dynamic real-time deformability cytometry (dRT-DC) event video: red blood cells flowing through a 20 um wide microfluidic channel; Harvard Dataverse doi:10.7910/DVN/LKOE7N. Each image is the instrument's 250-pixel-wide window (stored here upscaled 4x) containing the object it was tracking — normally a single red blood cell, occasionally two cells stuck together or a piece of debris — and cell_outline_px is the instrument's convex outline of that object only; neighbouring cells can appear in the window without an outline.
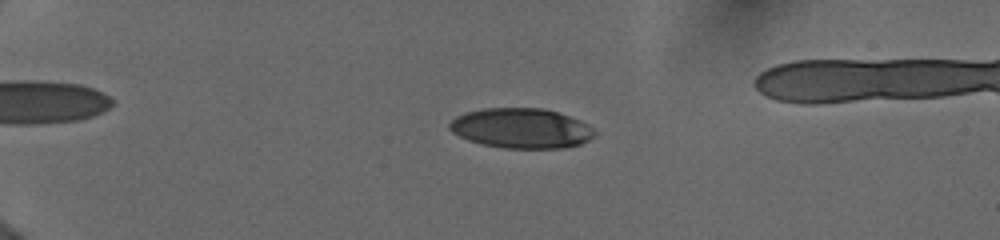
{"species": "human", "species_latin": "Homo sapiens", "temperature_condition": "cold", "stored_images_in_passage": 23, "camera_frame_rate_fps": 3000, "um_per_image_px": 0.085, "donor": {"sex": "female"}, "frame": {"image": 1, "passage_image": 12, "time_ms": 2.333, "image_size_px": [1000, 240], "cell_outline_px": [[596, 136], [580, 144], [560, 148], [504, 148], [484, 144], [468, 140], [452, 132], [448, 128], [448, 124], [456, 116], [468, 112], [484, 108], [544, 108], [580, 120], [588, 124], [596, 132]], "centroid_in_image_um": [44.31, 10.9], "position_along_channel_um": 40.7, "area_um2": 33.7}}